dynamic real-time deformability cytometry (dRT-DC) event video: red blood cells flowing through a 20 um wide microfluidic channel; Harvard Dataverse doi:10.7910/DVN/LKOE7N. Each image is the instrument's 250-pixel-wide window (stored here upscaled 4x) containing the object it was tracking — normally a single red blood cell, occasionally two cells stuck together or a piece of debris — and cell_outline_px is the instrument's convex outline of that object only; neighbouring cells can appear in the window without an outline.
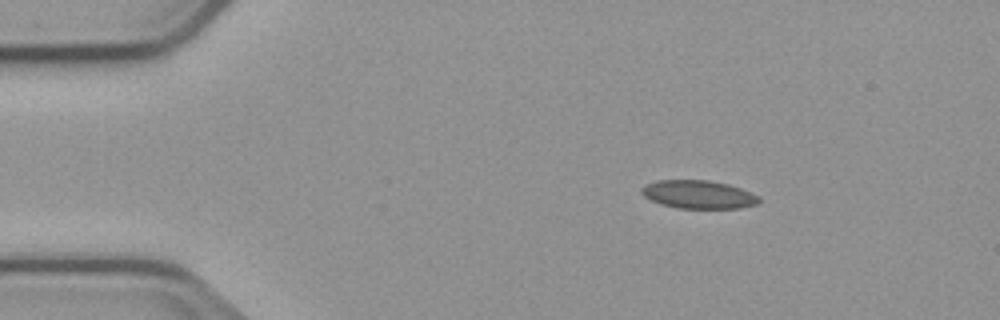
{"species": "common noctule bat (a hibernating species)", "species_latin": "Nyctalus noctula", "temperature_condition": "cold", "stored_images_in_passage": 3, "camera_frame_rate_fps": 3000, "um_per_image_px": 0.085, "animal": {"sex": "male", "body_mass_g": 23.1, "forearm_length_mm": 52.7}, "frame": {"image": 1, "passage_image": 1, "time_ms": 0.0, "image_size_px": [1000, 320], "cell_outline_px": [[760, 200], [756, 204], [740, 208], [676, 208], [660, 204], [644, 196], [640, 192], [640, 188], [644, 184], [656, 180], [708, 180], [728, 184], [752, 192], [760, 196]], "centroid_in_image_um": [59.35, 16.52], "position_along_channel_um": 25.7, "area_um2": 19.48}}